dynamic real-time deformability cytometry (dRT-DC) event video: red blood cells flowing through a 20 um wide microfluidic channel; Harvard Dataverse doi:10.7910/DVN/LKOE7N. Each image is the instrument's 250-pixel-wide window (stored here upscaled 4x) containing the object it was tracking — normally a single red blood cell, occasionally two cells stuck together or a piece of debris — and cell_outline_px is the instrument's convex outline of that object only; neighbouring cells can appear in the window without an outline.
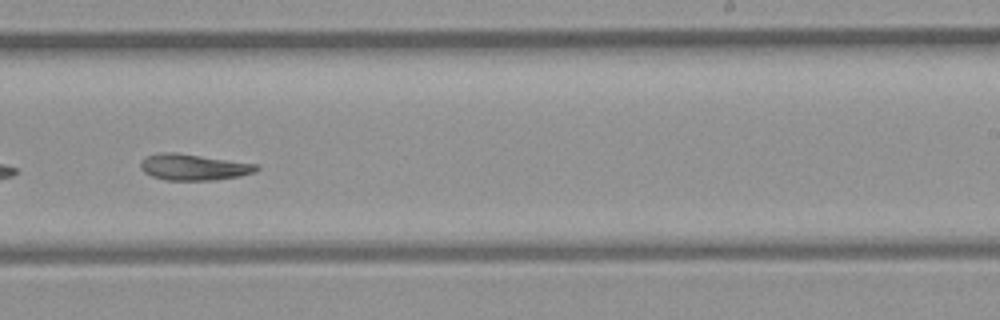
{"species": "common noctule bat (a hibernating species)", "species_latin": "Nyctalus noctula", "temperature_condition": "room temperature", "stored_images_in_passage": 42, "camera_frame_rate_fps": 3000, "um_per_image_px": 0.085, "animal": {"sex": "female", "body_mass_g": 21.9}, "frame": {"image": 1, "passage_image": 24, "time_ms": 7.667, "image_size_px": [1000, 320], "cell_outline_px": [[260, 168], [256, 172], [240, 176], [216, 180], [164, 180], [152, 176], [144, 172], [140, 168], [140, 160], [156, 152], [176, 152], [256, 164]], "centroid_in_image_um": [16.43, 14.2], "position_along_channel_um": 272.6, "area_um2": 17.8}}
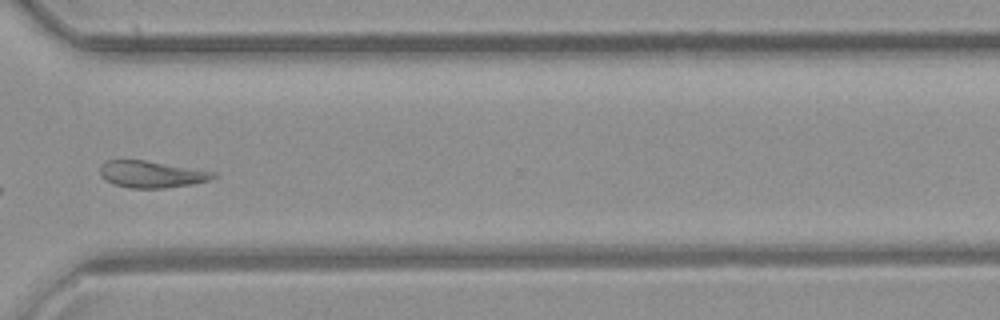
{"frame": {"image": 2, "passage_image": 30, "time_ms": 9.667, "image_size_px": [1000, 320], "cell_outline_px": [[216, 176], [208, 180], [192, 184], [164, 188], [128, 188], [112, 184], [104, 180], [100, 176], [100, 164], [108, 160], [144, 160], [216, 172]], "centroid_in_image_um": [12.82, 14.82], "position_along_channel_um": 357.8, "area_um2": 17.69}}
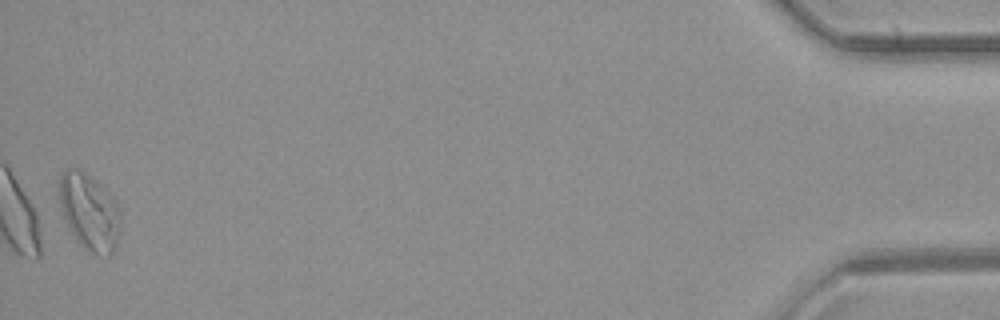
{"frame": {"image": 3, "passage_image": 42, "time_ms": 13.667, "image_size_px": [1000, 320], "cell_outline_px": [[120, 232], [116, 244], [112, 252], [108, 256], [96, 256], [84, 248], [76, 240], [64, 216], [60, 200], [60, 176], [64, 168], [80, 168], [104, 188], [116, 200], [120, 212]], "centroid_in_image_um": [7.63, 18.01], "position_along_channel_um": 427.6, "area_um2": 27.28}}